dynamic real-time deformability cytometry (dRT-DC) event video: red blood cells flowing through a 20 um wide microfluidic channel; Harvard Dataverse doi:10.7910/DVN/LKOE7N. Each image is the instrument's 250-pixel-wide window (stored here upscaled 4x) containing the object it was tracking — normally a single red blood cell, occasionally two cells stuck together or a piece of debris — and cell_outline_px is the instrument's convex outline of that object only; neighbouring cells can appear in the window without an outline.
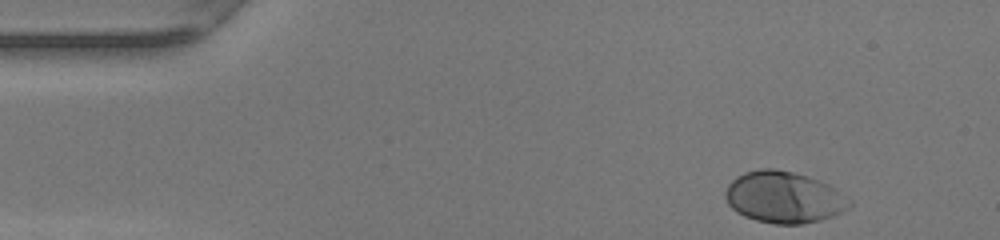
{"species": "human", "species_latin": "Homo sapiens", "temperature_condition": "warm", "stored_images_in_passage": 34, "camera_frame_rate_fps": 3000, "um_per_image_px": 0.085, "donor": {"sex": "female"}, "frame": {"image": 1, "passage_image": 1, "time_ms": 0.0, "image_size_px": [1000, 240], "cell_outline_px": [[852, 204], [848, 208], [832, 216], [820, 220], [800, 224], [776, 224], [756, 220], [744, 216], [736, 212], [728, 204], [724, 196], [724, 192], [728, 184], [736, 176], [744, 172], [760, 168], [776, 168], [792, 172], [820, 180], [836, 188], [852, 200]], "centroid_in_image_um": [66.62, 16.75], "position_along_channel_um": 18.4, "area_um2": 37.51}}
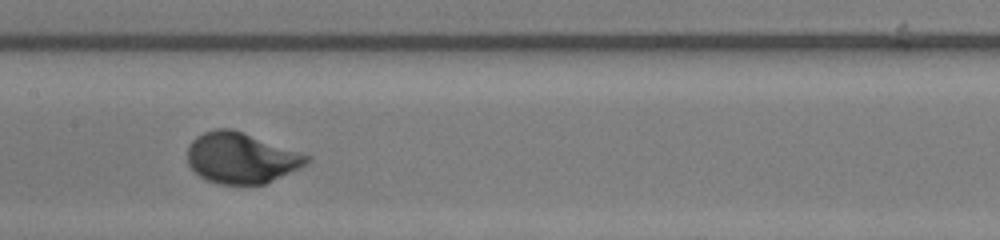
{"frame": {"image": 2, "passage_image": 20, "time_ms": 6.333, "image_size_px": [1000, 240], "cell_outline_px": [[312, 160], [264, 184], [220, 184], [208, 180], [200, 176], [188, 164], [188, 144], [196, 136], [204, 132], [216, 128], [232, 128], [244, 132], [312, 156]], "centroid_in_image_um": [20.47, 13.4], "position_along_channel_um": 186.9, "area_um2": 35.03}}
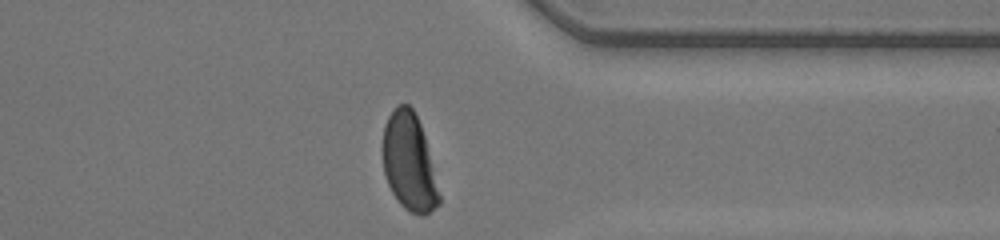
{"frame": {"image": 3, "passage_image": 34, "time_ms": 11.0, "image_size_px": [1000, 240], "cell_outline_px": [[440, 204], [424, 216], [420, 216], [404, 208], [400, 204], [392, 192], [388, 184], [384, 172], [380, 148], [384, 124], [388, 116], [400, 104], [408, 104], [412, 108], [420, 124], [424, 136], [440, 196]], "centroid_in_image_um": [34.73, 13.8], "position_along_channel_um": 376.7, "area_um2": 31.96}, "authors_computed_cell_mechanics": {"area_um2": 35.4603, "velocity_mm_per_s": 4.1938, "shape_relaxation_time_tau1_ms": 2.2833, "shape_relaxation_time_tau2_ms": null, "deformation_change_tau1": 0.1795, "deformation_change_tau2": null}}